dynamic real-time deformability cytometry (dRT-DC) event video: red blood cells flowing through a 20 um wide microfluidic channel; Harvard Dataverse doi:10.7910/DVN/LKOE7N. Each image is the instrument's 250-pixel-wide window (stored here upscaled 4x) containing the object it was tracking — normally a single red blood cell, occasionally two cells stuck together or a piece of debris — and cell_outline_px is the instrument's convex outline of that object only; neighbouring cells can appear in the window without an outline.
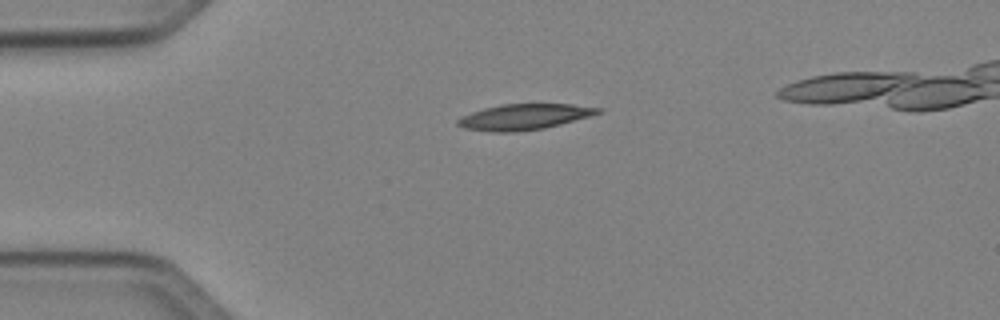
{"species": "Egyptian fruit bat (a non-hibernating species)", "species_latin": "Rousettus aegyptiacus", "temperature_condition": "cold", "stored_images_in_passage": 36, "camera_frame_rate_fps": 3000, "um_per_image_px": 0.085, "animal": {"sex": "female"}, "frame": {"image": 1, "passage_image": 1, "time_ms": 0.0, "image_size_px": [1000, 320], "cell_outline_px": [[604, 112], [560, 124], [544, 128], [516, 132], [492, 132], [464, 128], [456, 124], [456, 120], [460, 116], [484, 108], [500, 104], [572, 104], [604, 108]], "centroid_in_image_um": [44.55, 9.93], "position_along_channel_um": 40.4, "area_um2": 21.15}}
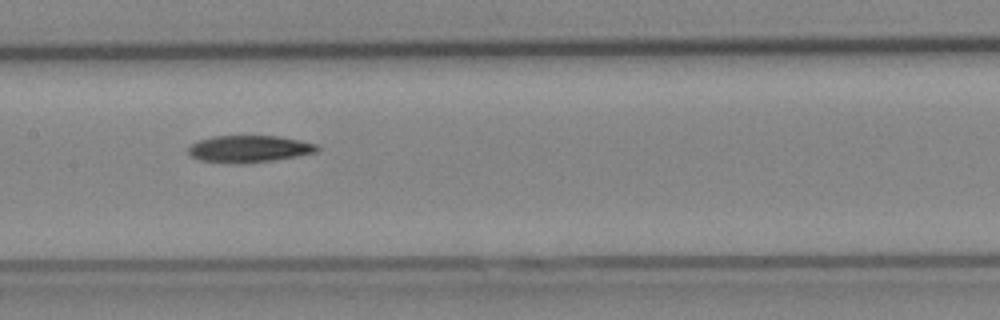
{"frame": {"image": 2, "passage_image": 14, "time_ms": 4.333, "image_size_px": [1000, 320], "cell_outline_px": [[320, 148], [316, 152], [296, 156], [272, 160], [240, 164], [200, 160], [192, 156], [188, 152], [188, 148], [192, 144], [200, 140], [212, 136], [276, 136], [300, 140], [316, 144]], "centroid_in_image_um": [21.17, 12.65], "position_along_channel_um": 186.2, "area_um2": 20.0}}
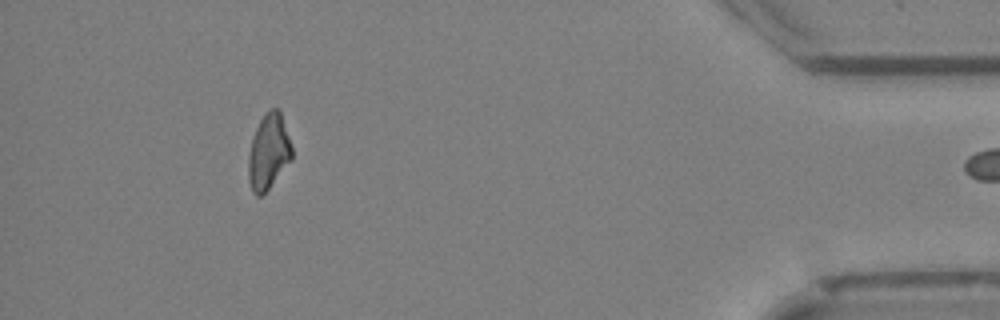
{"frame": {"image": 3, "passage_image": 35, "time_ms": 11.333, "image_size_px": [1000, 320], "cell_outline_px": [[292, 160], [268, 188], [260, 196], [256, 196], [252, 192], [248, 180], [248, 156], [252, 140], [256, 128], [264, 112], [268, 108], [276, 108], [280, 112], [292, 148]], "centroid_in_image_um": [22.81, 12.9], "position_along_channel_um": 412.4, "area_um2": 18.96}}